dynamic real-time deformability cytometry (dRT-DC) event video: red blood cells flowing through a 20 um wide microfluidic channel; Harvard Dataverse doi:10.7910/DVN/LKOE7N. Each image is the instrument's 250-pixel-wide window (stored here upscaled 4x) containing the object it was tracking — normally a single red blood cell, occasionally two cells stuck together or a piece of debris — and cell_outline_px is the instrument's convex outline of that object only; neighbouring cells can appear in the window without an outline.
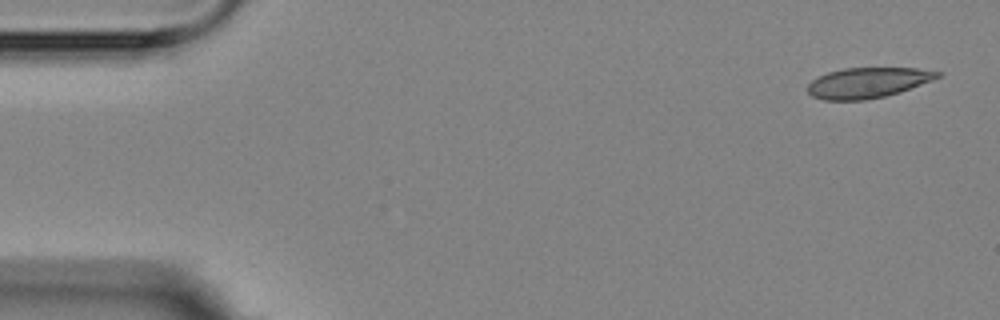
{"species": "Egyptian fruit bat (a non-hibernating species)", "species_latin": "Rousettus aegyptiacus", "temperature_condition": "room temperature", "stored_images_in_passage": 4, "camera_frame_rate_fps": 3000, "um_per_image_px": 0.085, "animal": {"sex": "female"}, "frame": {"image": 1, "passage_image": 1, "time_ms": 0.0, "image_size_px": [1000, 320], "cell_outline_px": [[944, 72], [940, 76], [932, 80], [900, 92], [884, 96], [864, 100], [824, 100], [812, 96], [808, 92], [808, 84], [812, 80], [828, 72], [844, 68], [916, 68]], "centroid_in_image_um": [73.76, 7.03], "position_along_channel_um": 11.2, "area_um2": 22.89}}